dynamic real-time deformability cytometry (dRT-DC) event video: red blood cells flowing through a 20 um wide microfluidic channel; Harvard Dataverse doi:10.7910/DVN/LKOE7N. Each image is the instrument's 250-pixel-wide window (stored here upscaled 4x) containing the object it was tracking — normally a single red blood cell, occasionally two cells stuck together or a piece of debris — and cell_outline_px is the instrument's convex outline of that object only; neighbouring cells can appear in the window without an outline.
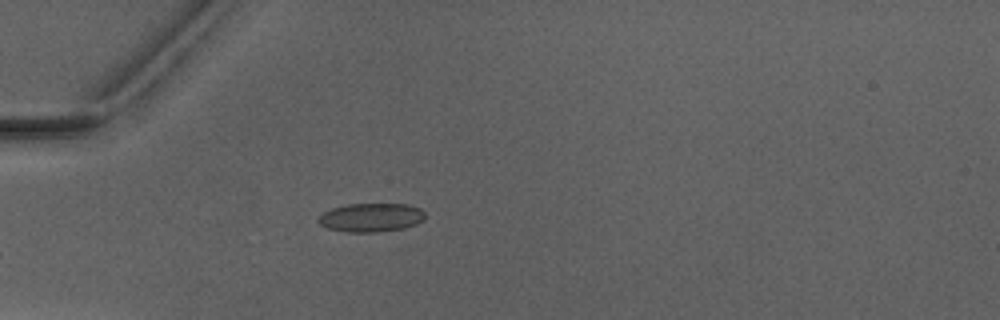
{"species": "Egyptian fruit bat (a non-hibernating species)", "species_latin": "Rousettus aegyptiacus", "temperature_condition": "warm", "stored_images_in_passage": 4, "camera_frame_rate_fps": 3000, "um_per_image_px": 0.085, "animal": {"sex": "male"}, "frame": {"image": 1, "passage_image": 4, "time_ms": 4.333, "image_size_px": [1000, 320], "cell_outline_px": [[424, 220], [416, 224], [404, 228], [380, 232], [344, 232], [328, 228], [320, 224], [316, 220], [324, 212], [332, 208], [348, 204], [408, 204], [420, 208], [424, 212]], "centroid_in_image_um": [31.55, 18.49], "position_along_channel_um": 53.5, "area_um2": 17.92}}